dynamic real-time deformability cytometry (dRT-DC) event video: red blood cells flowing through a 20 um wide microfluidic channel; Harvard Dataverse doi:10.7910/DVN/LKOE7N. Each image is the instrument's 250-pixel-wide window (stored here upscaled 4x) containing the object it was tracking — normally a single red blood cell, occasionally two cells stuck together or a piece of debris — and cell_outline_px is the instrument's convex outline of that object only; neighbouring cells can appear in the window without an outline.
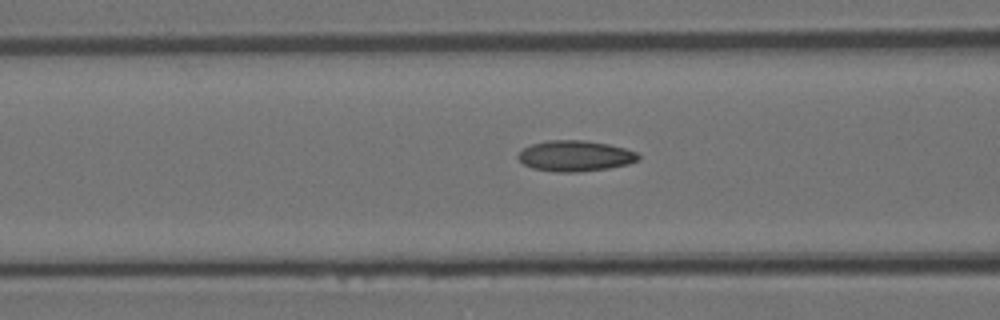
{"species": "Egyptian fruit bat (a non-hibernating species)", "species_latin": "Rousettus aegyptiacus", "temperature_condition": "room temperature", "stored_images_in_passage": 40, "camera_frame_rate_fps": 3000, "um_per_image_px": 0.085, "animal": {"sex": "female"}, "frame": {"image": 1, "passage_image": 19, "time_ms": 6.0, "image_size_px": [1000, 320], "cell_outline_px": [[640, 160], [628, 164], [608, 168], [576, 172], [556, 172], [532, 168], [524, 164], [516, 156], [524, 148], [532, 144], [548, 140], [584, 140], [608, 144], [624, 148], [636, 152], [640, 156]], "centroid_in_image_um": [48.9, 13.25], "position_along_channel_um": 117.7, "area_um2": 21.5}}
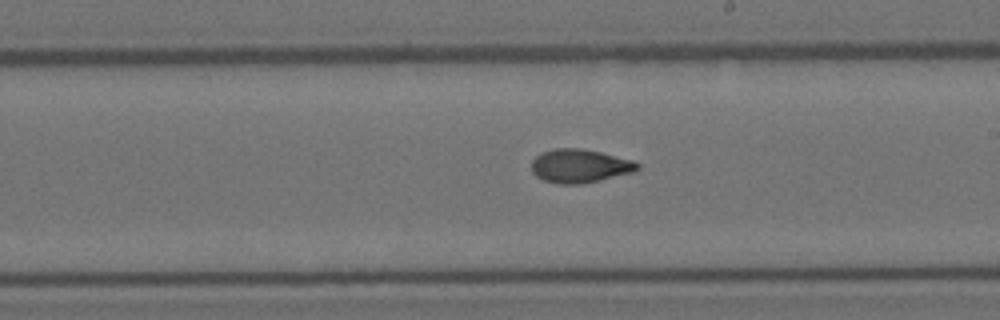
{"frame": {"image": 2, "passage_image": 28, "time_ms": 9.0, "image_size_px": [1000, 320], "cell_outline_px": [[640, 168], [636, 172], [600, 180], [580, 184], [556, 184], [544, 180], [536, 176], [532, 172], [532, 160], [540, 152], [552, 148], [580, 148], [600, 152], [632, 160], [640, 164]], "centroid_in_image_um": [49.28, 14.1], "position_along_channel_um": 239.7, "area_um2": 20.92}}
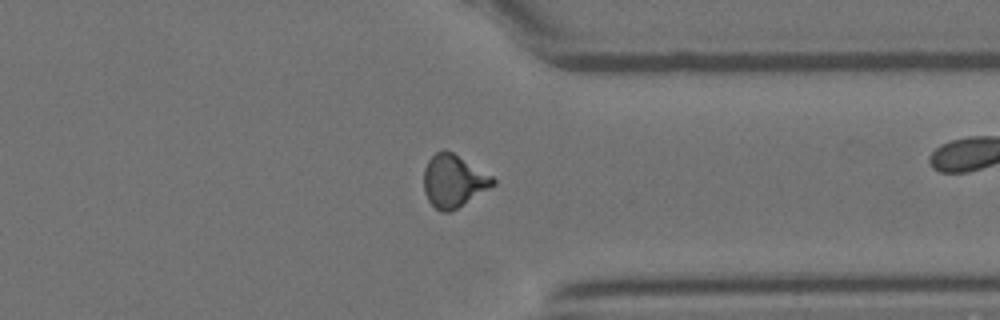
{"frame": {"image": 3, "passage_image": 38, "time_ms": 12.333, "image_size_px": [1000, 320], "cell_outline_px": [[496, 184], [456, 208], [448, 212], [444, 212], [436, 208], [428, 200], [424, 192], [424, 168], [428, 160], [436, 152], [444, 148], [452, 152], [492, 176], [496, 180]], "centroid_in_image_um": [38.53, 15.36], "position_along_channel_um": 372.9, "area_um2": 20.87}}